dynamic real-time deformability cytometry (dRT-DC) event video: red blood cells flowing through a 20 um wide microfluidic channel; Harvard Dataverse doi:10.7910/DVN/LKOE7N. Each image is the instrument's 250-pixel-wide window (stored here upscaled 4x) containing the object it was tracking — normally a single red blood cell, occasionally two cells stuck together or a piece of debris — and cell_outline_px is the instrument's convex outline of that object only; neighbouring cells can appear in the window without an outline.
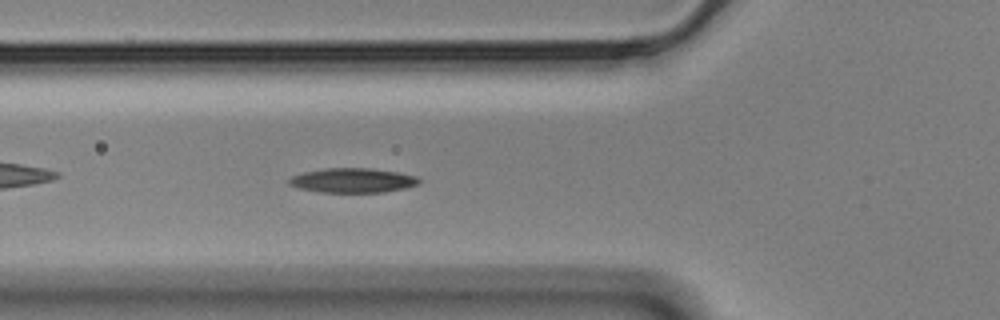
{"species": "Egyptian fruit bat (a non-hibernating species)", "species_latin": "Rousettus aegyptiacus", "temperature_condition": "cold", "stored_images_in_passage": 45, "camera_frame_rate_fps": 3000, "um_per_image_px": 0.085, "animal": {"sex": "male"}, "frame": {"image": 1, "passage_image": 8, "time_ms": 2.333, "image_size_px": [1000, 320], "cell_outline_px": [[420, 184], [404, 188], [384, 192], [320, 192], [300, 188], [288, 184], [288, 180], [292, 176], [304, 172], [324, 168], [368, 168], [396, 172], [416, 176], [420, 180]], "centroid_in_image_um": [29.97, 15.33], "position_along_channel_um": 95.8, "area_um2": 18.44}}
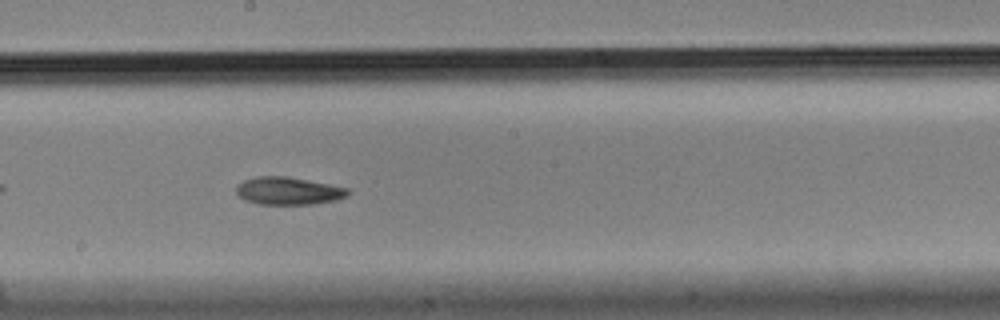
{"frame": {"image": 2, "passage_image": 19, "time_ms": 6.0, "image_size_px": [1000, 320], "cell_outline_px": [[348, 196], [336, 200], [312, 204], [256, 204], [244, 200], [236, 192], [236, 184], [244, 180], [256, 176], [288, 176], [348, 188]], "centroid_in_image_um": [24.47, 16.22], "position_along_channel_um": 223.7, "area_um2": 18.03}}
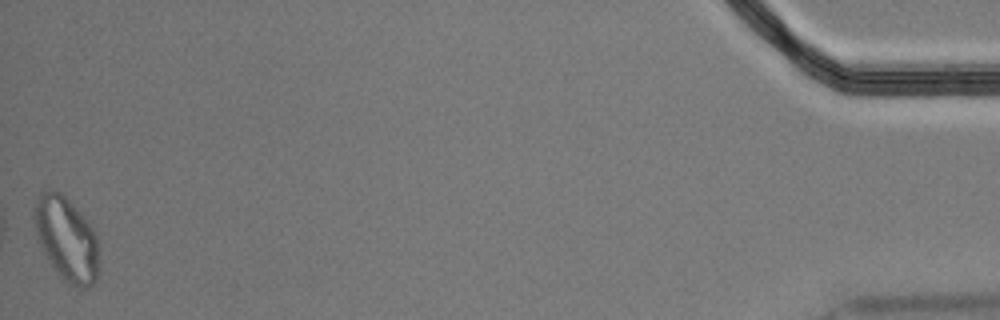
{"frame": {"image": 3, "passage_image": 45, "time_ms": 14.667, "image_size_px": [1000, 320], "cell_outline_px": [[100, 272], [96, 280], [88, 288], [84, 288], [68, 284], [56, 272], [48, 260], [40, 244], [36, 232], [32, 216], [36, 196], [52, 188], [56, 188], [80, 212], [92, 228], [96, 236], [100, 248]], "centroid_in_image_um": [5.67, 20.32], "position_along_channel_um": 429.5, "area_um2": 32.14}, "authors_computed_cell_mechanics": {"area_um2": 18.6694, "velocity_mm_per_s": 3.4771, "shape_relaxation_time_tau1_ms": 6.8958, "shape_relaxation_time_tau2_ms": null, "deformation_change_tau1": 0.1566, "deformation_change_tau2": null}}